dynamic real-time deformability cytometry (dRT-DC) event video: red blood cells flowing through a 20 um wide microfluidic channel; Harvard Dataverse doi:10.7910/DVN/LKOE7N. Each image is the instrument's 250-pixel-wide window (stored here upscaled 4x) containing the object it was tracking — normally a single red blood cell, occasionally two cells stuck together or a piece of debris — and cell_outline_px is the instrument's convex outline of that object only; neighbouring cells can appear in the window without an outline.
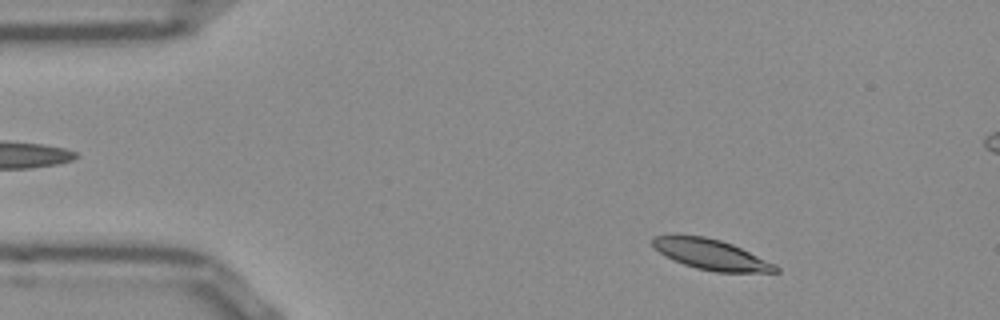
{"species": "Egyptian fruit bat (a non-hibernating species)", "species_latin": "Rousettus aegyptiacus", "temperature_condition": "room temperature", "stored_images_in_passage": 49, "segment_of_instrument_passage": [1, 2], "camera_frame_rate_fps": 3000, "um_per_image_px": 0.085, "frame": {"image": 1, "passage_image": 3, "time_ms": 0.667, "image_size_px": [1000, 320], "cell_outline_px": [[780, 272], [716, 272], [696, 268], [684, 264], [664, 256], [652, 248], [648, 240], [652, 236], [704, 236], [720, 240], [732, 244], [776, 264], [780, 268]], "centroid_in_image_um": [60.4, 21.63], "position_along_channel_um": 24.6, "area_um2": 21.85}}
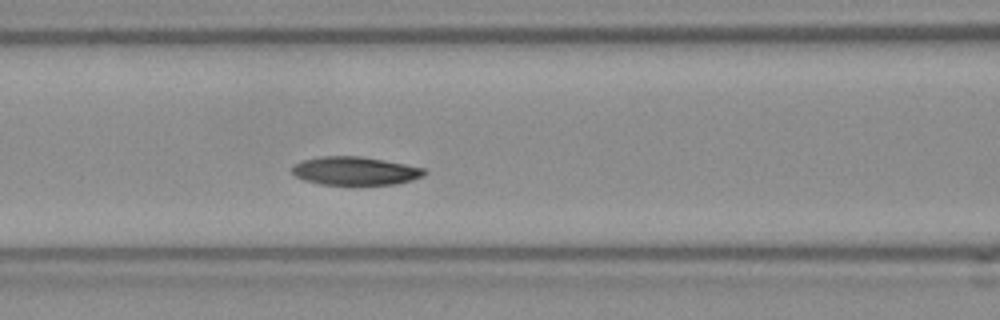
{"frame": {"image": 2, "passage_image": 17, "time_ms": 5.333, "image_size_px": [1000, 320], "cell_outline_px": [[428, 172], [424, 176], [412, 180], [396, 184], [320, 184], [304, 180], [296, 176], [292, 172], [292, 168], [296, 164], [304, 160], [320, 156], [360, 156], [384, 160], [424, 168]], "centroid_in_image_um": [30.21, 14.52], "position_along_channel_um": 136.4, "area_um2": 21.68}}
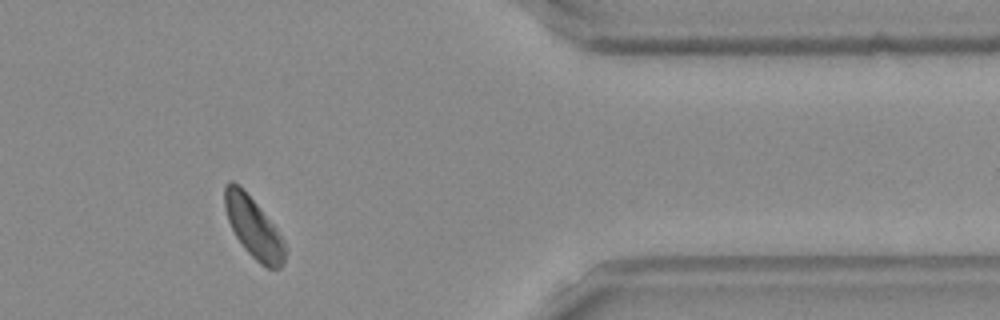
{"frame": {"image": 3, "passage_image": 39, "time_ms": 12.667, "image_size_px": [1000, 320], "cell_outline_px": [[284, 264], [280, 268], [268, 268], [260, 264], [244, 248], [236, 236], [228, 220], [224, 208], [224, 188], [232, 180], [256, 204], [276, 228], [284, 244]], "centroid_in_image_um": [21.53, 19.38], "position_along_channel_um": 389.9, "area_um2": 20.46}}